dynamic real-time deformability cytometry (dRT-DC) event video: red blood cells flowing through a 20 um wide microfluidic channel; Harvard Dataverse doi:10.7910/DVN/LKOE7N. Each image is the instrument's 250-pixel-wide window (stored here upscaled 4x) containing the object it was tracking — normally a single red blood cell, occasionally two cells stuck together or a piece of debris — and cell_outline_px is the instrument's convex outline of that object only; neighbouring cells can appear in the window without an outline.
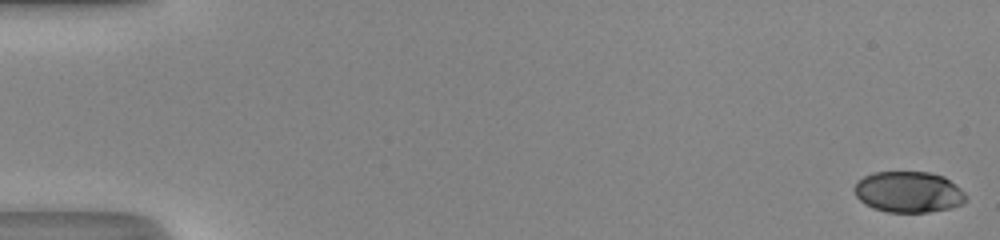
{"species": "human", "species_latin": "Homo sapiens", "temperature_condition": "room temperature", "stored_images_in_passage": 51, "camera_frame_rate_fps": 3000, "um_per_image_px": 0.085, "donor": {"sex": "male"}, "frame": {"image": 1, "passage_image": 1, "time_ms": 0.0, "image_size_px": [1000, 240], "cell_outline_px": [[968, 200], [964, 204], [952, 208], [928, 212], [888, 212], [872, 208], [864, 204], [856, 196], [852, 188], [864, 176], [872, 172], [928, 172], [944, 176], [960, 188], [964, 192]], "centroid_in_image_um": [77.24, 16.33], "position_along_channel_um": 7.8, "area_um2": 26.93}}
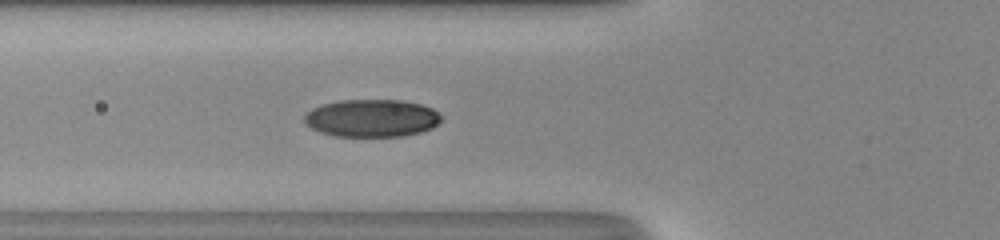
{"frame": {"image": 2, "passage_image": 20, "time_ms": 6.333, "image_size_px": [1000, 240], "cell_outline_px": [[444, 120], [432, 128], [424, 132], [404, 136], [332, 136], [320, 132], [312, 128], [304, 120], [304, 116], [312, 108], [324, 104], [340, 100], [404, 100], [420, 104], [432, 108], [444, 116]], "centroid_in_image_um": [31.67, 10.04], "position_along_channel_um": 94.1, "area_um2": 30.29}}
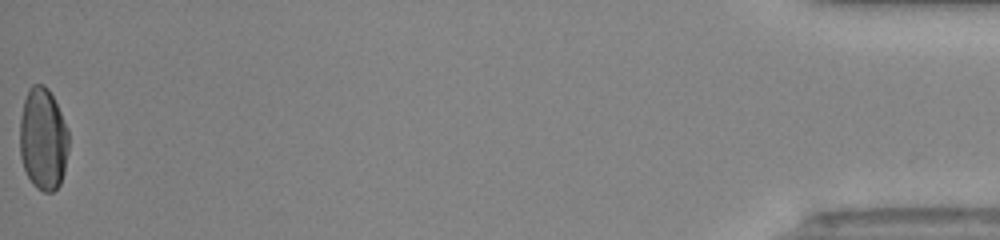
{"frame": {"image": 3, "passage_image": 51, "time_ms": 16.667, "image_size_px": [1000, 240], "cell_outline_px": [[68, 152], [64, 172], [60, 184], [52, 192], [44, 192], [36, 188], [32, 184], [24, 168], [20, 156], [20, 120], [24, 100], [28, 88], [32, 84], [44, 84], [48, 88], [68, 128]], "centroid_in_image_um": [3.66, 11.82], "position_along_channel_um": 431.5, "area_um2": 29.25}, "authors_computed_cell_mechanics": {"area_um2": 28.9, "velocity_mm_per_s": 4.2222, "shape_relaxation_time_tau1_ms": 4.0752, "shape_relaxation_time_tau2_ms": null, "deformation_change_tau1": 0.1701, "deformation_change_tau2": null}}